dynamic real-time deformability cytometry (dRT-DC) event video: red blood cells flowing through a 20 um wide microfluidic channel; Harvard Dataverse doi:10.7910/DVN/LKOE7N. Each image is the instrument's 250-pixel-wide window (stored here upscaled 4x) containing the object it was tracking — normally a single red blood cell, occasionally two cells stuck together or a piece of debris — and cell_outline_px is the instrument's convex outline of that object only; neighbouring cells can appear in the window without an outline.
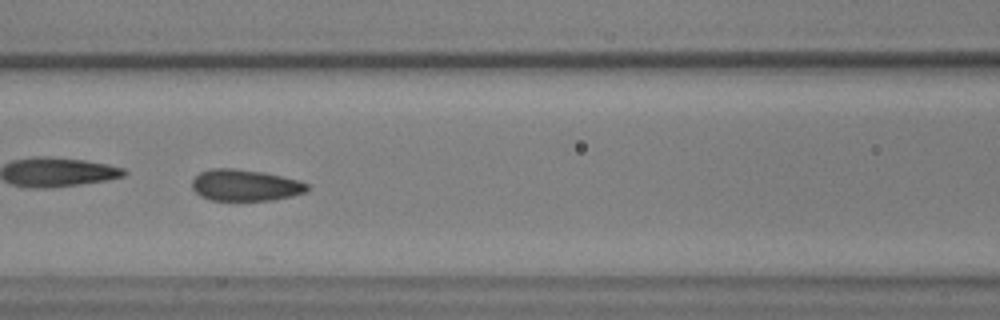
{"species": "common noctule bat (a hibernating species)", "species_latin": "Nyctalus noctula", "temperature_condition": "warm", "stored_images_in_passage": 56, "camera_frame_rate_fps": 3000, "um_per_image_px": 0.085, "animal": {"sex": "male", "body_mass_g": 17.9, "forearm_length_mm": 54.2}, "frame": {"image": 1, "passage_image": 25, "time_ms": 8.0, "image_size_px": [1000, 320], "cell_outline_px": [[312, 188], [308, 192], [292, 196], [272, 200], [212, 200], [200, 196], [192, 188], [192, 180], [200, 172], [208, 168], [232, 168], [264, 172], [300, 180], [308, 184]], "centroid_in_image_um": [20.88, 15.74], "position_along_channel_um": 145.7, "area_um2": 21.39}}
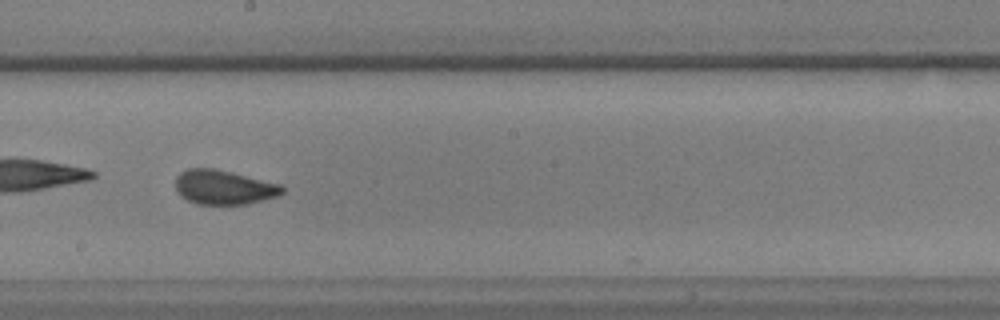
{"frame": {"image": 2, "passage_image": 32, "time_ms": 10.333, "image_size_px": [1000, 320], "cell_outline_px": [[284, 192], [280, 196], [248, 204], [196, 204], [180, 196], [176, 192], [176, 176], [180, 172], [188, 168], [212, 168], [232, 172], [280, 184], [284, 188]], "centroid_in_image_um": [19.02, 15.92], "position_along_channel_um": 229.2, "area_um2": 21.56}}
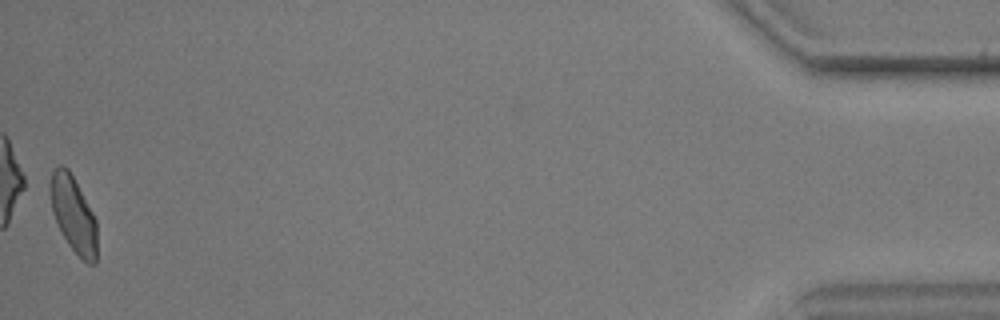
{"frame": {"image": 3, "passage_image": 56, "time_ms": 18.333, "image_size_px": [1000, 320], "cell_outline_px": [[96, 264], [88, 264], [68, 244], [52, 212], [48, 192], [48, 184], [52, 168], [60, 164], [64, 164], [68, 168], [92, 212], [96, 220]], "centroid_in_image_um": [6.19, 18.14], "position_along_channel_um": 429.0, "area_um2": 20.75}, "authors_computed_cell_mechanics": {"area_um2": 21.2704, "velocity_mm_per_s": 3.5807, "shape_relaxation_time_tau1_ms": 3.6185, "shape_relaxation_time_tau2_ms": 0.805, "deformation_change_tau1": 0.1144, "deformation_change_tau2": 0.0547}}